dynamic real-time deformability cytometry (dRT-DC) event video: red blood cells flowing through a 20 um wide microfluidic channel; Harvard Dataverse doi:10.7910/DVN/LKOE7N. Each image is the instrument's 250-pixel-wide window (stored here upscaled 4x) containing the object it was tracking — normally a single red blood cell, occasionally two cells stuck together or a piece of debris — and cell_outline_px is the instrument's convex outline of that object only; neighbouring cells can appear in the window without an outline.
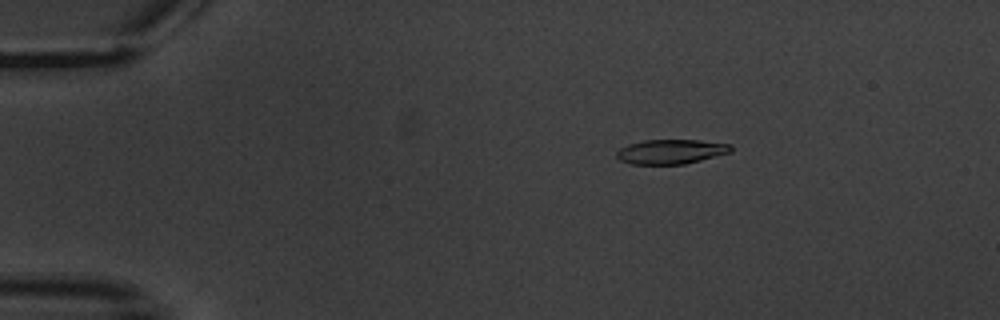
{"species": "common noctule bat (a hibernating species)", "species_latin": "Nyctalus noctula", "temperature_condition": "warm", "stored_images_in_passage": 5, "camera_frame_rate_fps": 3000, "um_per_image_px": 0.085, "animal": {"sex": "male", "body_mass_g": 20.1, "forearm_length_mm": 53.5}, "frame": {"image": 1, "passage_image": 3, "time_ms": 3.0, "image_size_px": [1000, 320], "cell_outline_px": [[732, 152], [684, 164], [632, 164], [620, 160], [616, 156], [616, 152], [620, 148], [628, 144], [644, 140], [700, 140], [732, 144]], "centroid_in_image_um": [57.04, 12.88], "position_along_channel_um": 28.0, "area_um2": 16.36}}